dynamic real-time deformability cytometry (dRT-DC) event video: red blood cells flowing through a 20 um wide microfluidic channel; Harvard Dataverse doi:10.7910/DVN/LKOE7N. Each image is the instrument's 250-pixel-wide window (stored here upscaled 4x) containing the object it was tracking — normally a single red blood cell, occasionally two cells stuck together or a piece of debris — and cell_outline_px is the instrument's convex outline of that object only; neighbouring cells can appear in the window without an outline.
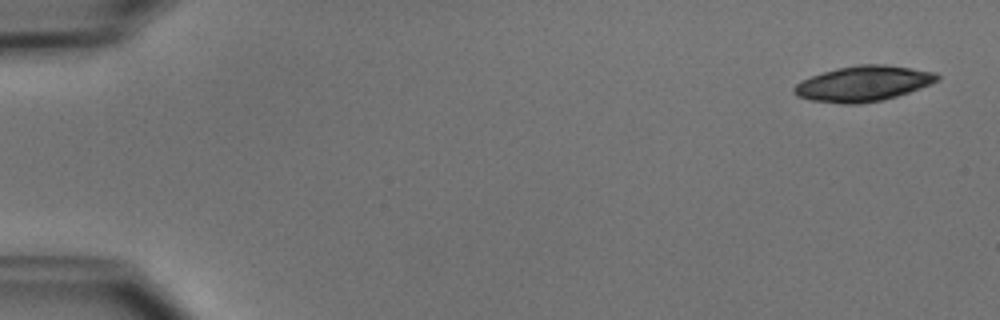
{"species": "common noctule bat (a hibernating species)", "species_latin": "Nyctalus noctula", "temperature_condition": "cold", "stored_images_in_passage": 4, "camera_frame_rate_fps": 3000, "um_per_image_px": 0.085, "animal": {"sex": "male", "body_mass_g": 15.6}, "frame": {"image": 1, "passage_image": 1, "time_ms": 0.0, "image_size_px": [1000, 320], "cell_outline_px": [[940, 80], [932, 84], [896, 96], [880, 100], [856, 104], [844, 104], [812, 100], [796, 96], [792, 92], [792, 88], [800, 80], [836, 68], [856, 64], [884, 64], [936, 72], [940, 76]], "centroid_in_image_um": [73.37, 7.1], "position_along_channel_um": 11.6, "area_um2": 29.54}}
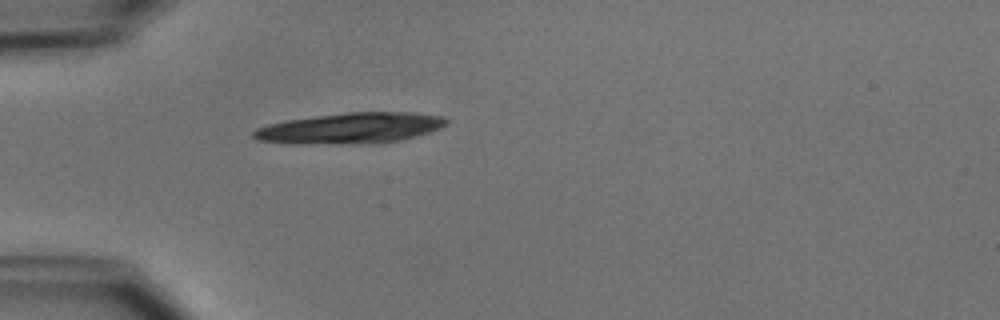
{"frame": {"image": 2, "passage_image": 4, "time_ms": 4.333, "image_size_px": [1000, 320], "cell_outline_px": [[448, 124], [440, 128], [416, 136], [400, 140], [256, 140], [252, 136], [252, 132], [256, 128], [268, 124], [288, 120], [316, 116], [348, 112], [416, 112], [444, 116], [448, 120]], "centroid_in_image_um": [29.98, 10.78], "position_along_channel_um": 55.0, "area_um2": 31.73}}